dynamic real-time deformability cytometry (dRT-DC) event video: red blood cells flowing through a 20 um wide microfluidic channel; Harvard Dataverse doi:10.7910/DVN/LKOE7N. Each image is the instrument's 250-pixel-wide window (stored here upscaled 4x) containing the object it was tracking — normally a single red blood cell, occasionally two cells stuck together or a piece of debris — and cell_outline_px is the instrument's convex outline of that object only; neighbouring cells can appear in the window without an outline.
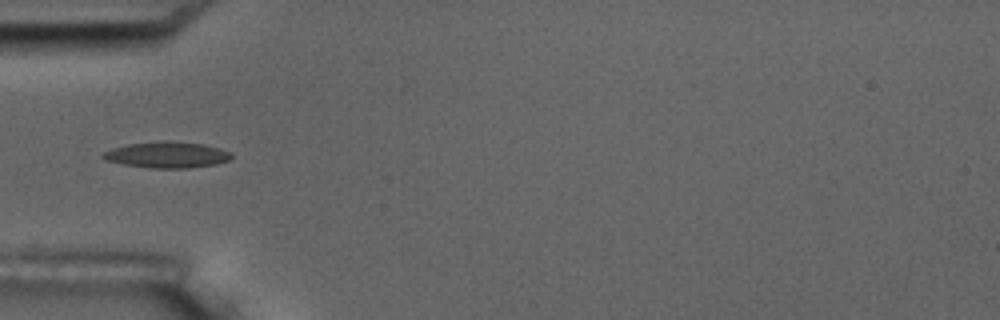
{"species": "common noctule bat (a hibernating species)", "species_latin": "Nyctalus noctula", "temperature_condition": "room temperature", "stored_images_in_passage": 11, "camera_frame_rate_fps": 3000, "um_per_image_px": 0.085, "animal": {"sex": "male", "body_mass_g": 17.5, "forearm_length_mm": 52.3}, "frame": {"image": 1, "passage_image": 5, "time_ms": 5.333, "image_size_px": [1000, 320], "cell_outline_px": [[232, 156], [228, 160], [216, 164], [188, 168], [152, 168], [124, 164], [104, 160], [100, 156], [104, 152], [112, 148], [128, 144], [160, 140], [168, 140], [204, 144], [220, 148], [232, 152]], "centroid_in_image_um": [14.19, 13.15], "position_along_channel_um": 70.8, "area_um2": 19.71}}
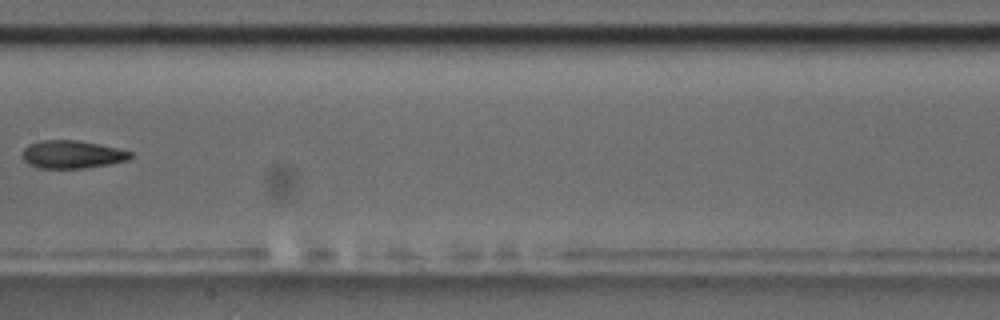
{"frame": {"image": 2, "passage_image": 8, "time_ms": 9.0, "image_size_px": [1000, 320], "cell_outline_px": [[132, 156], [128, 160], [108, 164], [84, 168], [40, 168], [24, 160], [20, 156], [24, 148], [28, 144], [40, 140], [76, 140], [116, 148], [132, 152]], "centroid_in_image_um": [6.09, 13.12], "position_along_channel_um": 201.3, "area_um2": 17.4}}
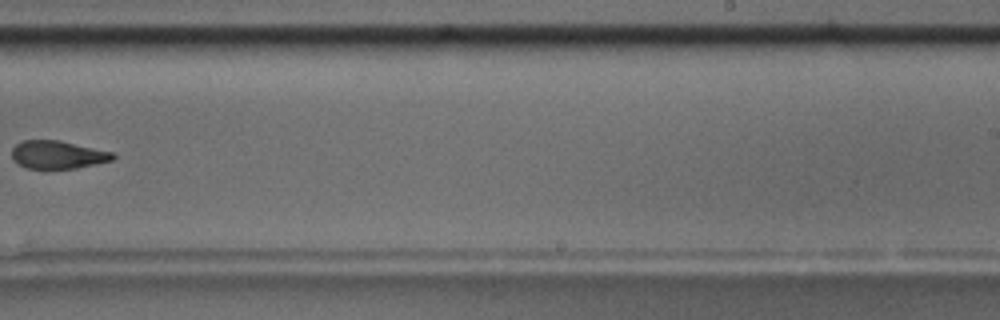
{"frame": {"image": 3, "passage_image": 10, "time_ms": 11.333, "image_size_px": [1000, 320], "cell_outline_px": [[116, 156], [112, 160], [76, 168], [28, 168], [16, 164], [12, 160], [12, 148], [16, 144], [24, 140], [60, 140], [112, 152]], "centroid_in_image_um": [4.86, 13.14], "position_along_channel_um": 284.1, "area_um2": 16.42}}